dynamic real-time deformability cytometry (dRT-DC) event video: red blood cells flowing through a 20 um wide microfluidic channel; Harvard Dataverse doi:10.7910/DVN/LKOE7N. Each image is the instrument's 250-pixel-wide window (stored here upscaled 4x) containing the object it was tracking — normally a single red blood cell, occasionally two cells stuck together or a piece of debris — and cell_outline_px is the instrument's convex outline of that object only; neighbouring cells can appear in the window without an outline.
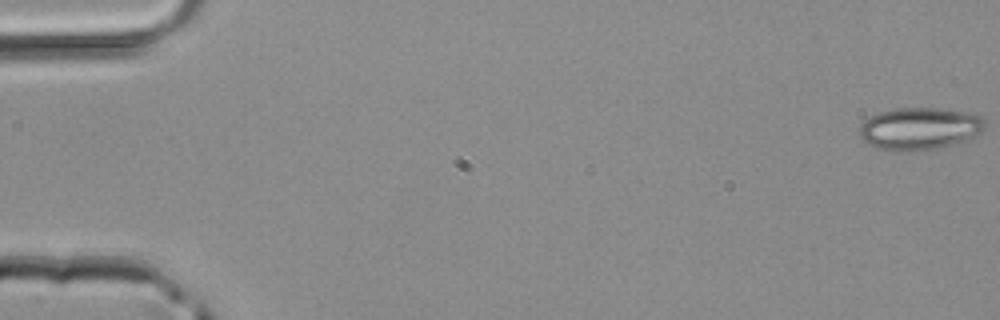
{"species": "common noctule bat (a hibernating species)", "species_latin": "Nyctalus noctula", "temperature_condition": "room temperature", "stored_images_in_passage": 11, "camera_frame_rate_fps": 3000, "um_per_image_px": 0.085, "animal": {"sex": "male", "body_mass_g": 20.4}, "frame": {"image": 1, "passage_image": 1, "time_ms": 0.0, "image_size_px": [1000, 320], "cell_outline_px": [[984, 128], [980, 132], [968, 140], [936, 148], [908, 152], [896, 152], [880, 148], [864, 140], [860, 136], [860, 124], [864, 120], [876, 112], [896, 108], [940, 108], [968, 112], [980, 116], [984, 120]], "centroid_in_image_um": [78.15, 10.92], "position_along_channel_um": 6.9, "area_um2": 30.98}}